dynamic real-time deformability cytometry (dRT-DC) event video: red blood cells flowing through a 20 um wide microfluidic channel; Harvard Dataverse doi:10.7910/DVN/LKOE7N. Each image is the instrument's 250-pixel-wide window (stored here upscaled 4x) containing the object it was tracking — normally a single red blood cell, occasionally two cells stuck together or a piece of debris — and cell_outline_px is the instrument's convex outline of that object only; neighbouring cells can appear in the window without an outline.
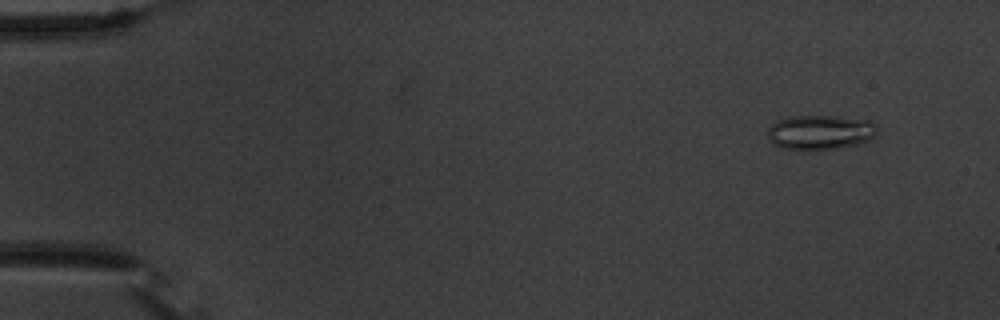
{"species": "common noctule bat (a hibernating species)", "species_latin": "Nyctalus noctula", "temperature_condition": "warm", "stored_images_in_passage": 56, "camera_frame_rate_fps": 3000, "um_per_image_px": 0.085, "animal": {"sex": "male", "body_mass_g": 20.1, "forearm_length_mm": 53.5}, "frame": {"image": 1, "passage_image": 5, "time_ms": 1.333, "image_size_px": [1000, 320], "cell_outline_px": [[876, 132], [868, 140], [856, 144], [840, 148], [804, 152], [780, 148], [772, 144], [768, 140], [768, 128], [776, 120], [788, 116], [832, 116], [868, 120], [876, 124]], "centroid_in_image_um": [69.63, 11.27], "position_along_channel_um": 15.4, "area_um2": 22.6}}
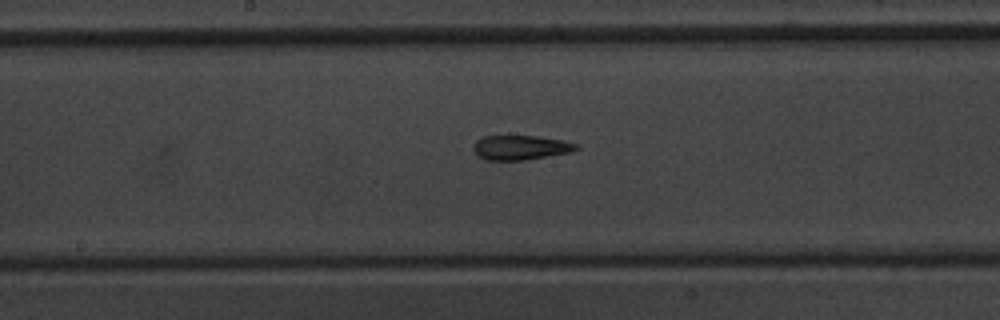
{"frame": {"image": 2, "passage_image": 30, "time_ms": 9.667, "image_size_px": [1000, 320], "cell_outline_px": [[580, 148], [572, 152], [524, 160], [484, 160], [472, 148], [476, 140], [484, 136], [536, 136], [560, 140], [576, 144]], "centroid_in_image_um": [44.24, 12.54], "position_along_channel_um": 204.0, "area_um2": 14.57}}
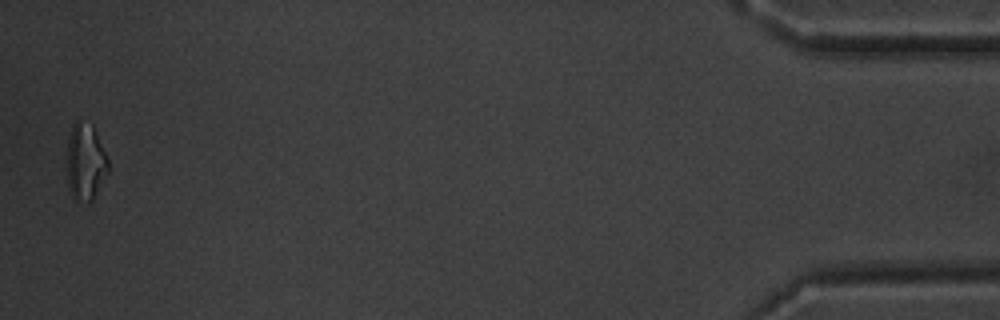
{"frame": {"image": 3, "passage_image": 55, "time_ms": 18.0, "image_size_px": [1000, 320], "cell_outline_px": [[108, 172], [92, 200], [88, 204], [80, 204], [72, 200], [68, 188], [68, 140], [72, 124], [76, 120], [92, 124], [96, 132], [108, 160]], "centroid_in_image_um": [7.25, 13.83], "position_along_channel_um": 428.0, "area_um2": 18.61}, "authors_computed_cell_mechanics": {"area_um2": 15.6638, "velocity_mm_per_s": 3.7112, "shape_relaxation_time_tau1_ms": null, "shape_relaxation_time_tau2_ms": 3.9328, "deformation_change_tau1": null, "deformation_change_tau2": 0.145}}